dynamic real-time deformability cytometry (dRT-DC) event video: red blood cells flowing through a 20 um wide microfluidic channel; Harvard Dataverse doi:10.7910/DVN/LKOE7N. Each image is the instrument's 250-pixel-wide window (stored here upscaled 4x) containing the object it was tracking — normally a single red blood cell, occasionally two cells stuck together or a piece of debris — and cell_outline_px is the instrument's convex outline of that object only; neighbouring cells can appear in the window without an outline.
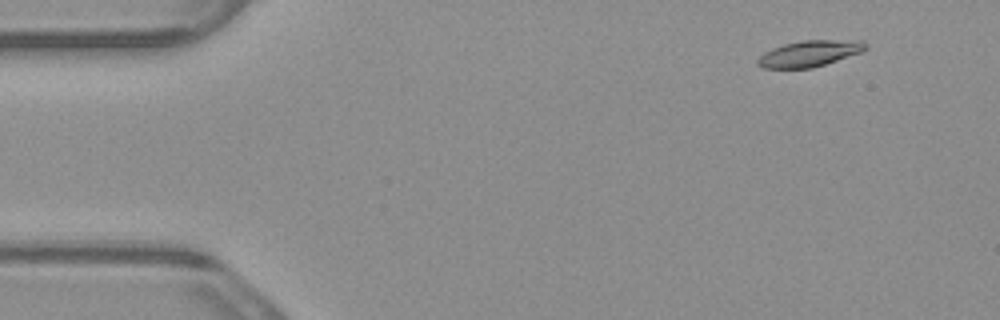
{"species": "common noctule bat (a hibernating species)", "species_latin": "Nyctalus noctula", "temperature_condition": "warm", "stored_images_in_passage": 6, "segment_of_instrument_passage": [2, 2], "camera_frame_rate_fps": 3000, "um_per_image_px": 0.085, "animal": {"sex": "male", "body_mass_g": 23.1, "forearm_length_mm": 52.7}, "frame": {"image": 1, "passage_image": 6, "time_ms": 1.667, "image_size_px": [1000, 320], "cell_outline_px": [[868, 48], [860, 52], [812, 68], [764, 68], [756, 64], [756, 60], [764, 52], [772, 48], [784, 44], [804, 40], [864, 40], [868, 44]], "centroid_in_image_um": [68.8, 4.54], "position_along_channel_um": 16.2, "area_um2": 16.36}}